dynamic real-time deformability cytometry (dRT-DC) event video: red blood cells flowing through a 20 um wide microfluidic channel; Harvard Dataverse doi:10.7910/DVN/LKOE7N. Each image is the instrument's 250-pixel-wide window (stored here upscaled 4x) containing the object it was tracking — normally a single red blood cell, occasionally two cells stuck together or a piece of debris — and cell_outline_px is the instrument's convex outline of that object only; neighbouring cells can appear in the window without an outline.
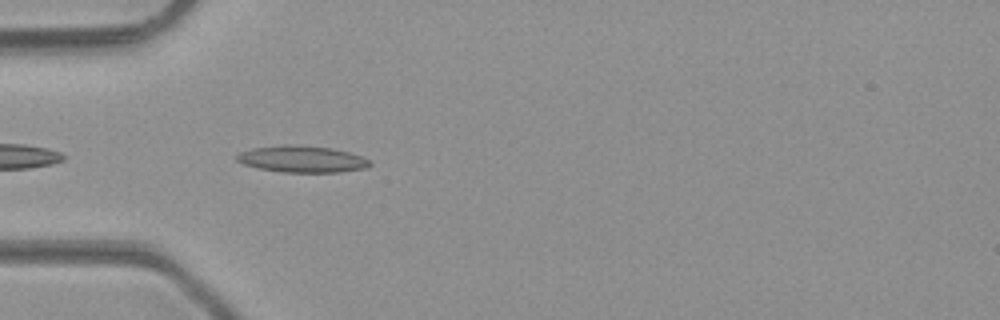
{"species": "common noctule bat (a hibernating species)", "species_latin": "Nyctalus noctula", "temperature_condition": "room temperature", "stored_images_in_passage": 9, "camera_frame_rate_fps": 3000, "um_per_image_px": 0.085, "animal": {"sex": "male", "body_mass_g": 23.1, "forearm_length_mm": 52.7}, "frame": {"image": 1, "passage_image": 2, "time_ms": 0.333, "image_size_px": [1000, 320], "cell_outline_px": [[372, 164], [364, 168], [340, 172], [284, 172], [260, 168], [244, 164], [236, 160], [236, 156], [240, 152], [252, 148], [284, 144], [288, 144], [332, 148], [348, 152], [360, 156], [368, 160]], "centroid_in_image_um": [25.65, 13.51], "position_along_channel_um": 59.4, "area_um2": 20.4}}
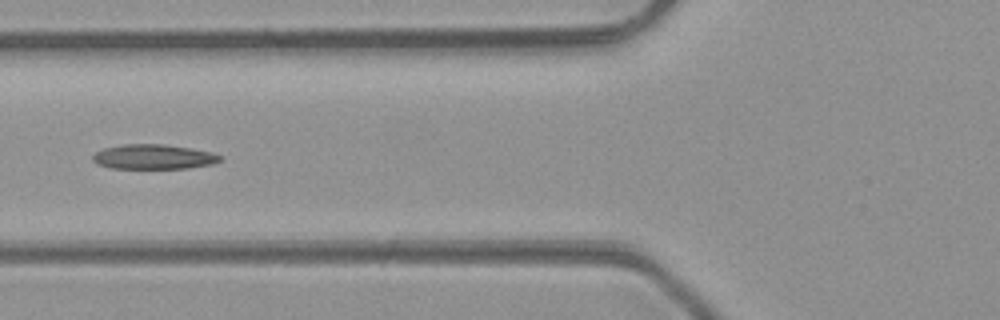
{"frame": {"image": 2, "passage_image": 6, "time_ms": 1.667, "image_size_px": [1000, 320], "cell_outline_px": [[224, 156], [220, 160], [212, 164], [188, 168], [112, 168], [96, 164], [92, 160], [92, 156], [96, 152], [104, 148], [120, 144], [160, 144], [192, 148], [212, 152]], "centroid_in_image_um": [13.05, 13.32], "position_along_channel_um": 112.8, "area_um2": 18.44}}